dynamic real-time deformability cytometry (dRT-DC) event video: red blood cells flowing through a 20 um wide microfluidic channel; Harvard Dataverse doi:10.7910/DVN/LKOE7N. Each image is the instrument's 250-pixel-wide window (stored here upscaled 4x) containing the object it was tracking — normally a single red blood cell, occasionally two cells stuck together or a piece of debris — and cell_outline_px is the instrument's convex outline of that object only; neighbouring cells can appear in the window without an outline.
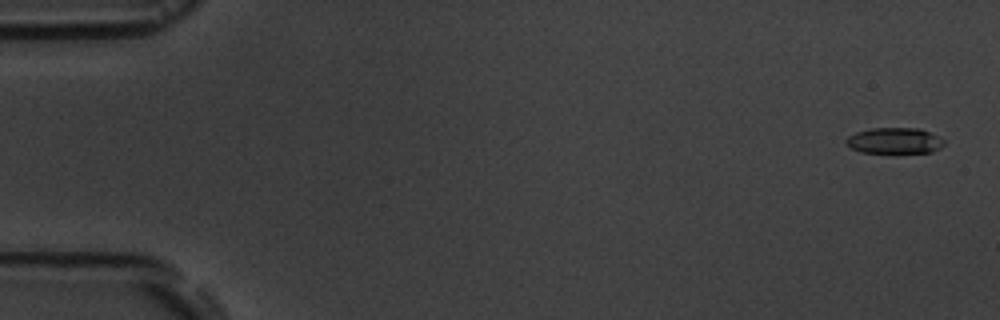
{"species": "common noctule bat (a hibernating species)", "species_latin": "Nyctalus noctula", "temperature_condition": "room temperature", "stored_images_in_passage": 4, "camera_frame_rate_fps": 3000, "um_per_image_px": 0.085, "animal": {"sex": "male", "body_mass_g": 19.5, "forearm_length_mm": 54.6}, "frame": {"image": 1, "passage_image": 1, "time_ms": 0.0, "image_size_px": [1000, 320], "cell_outline_px": [[944, 144], [940, 148], [932, 152], [860, 152], [852, 148], [844, 140], [848, 136], [856, 132], [872, 128], [920, 128], [944, 140]], "centroid_in_image_um": [76.02, 11.95], "position_along_channel_um": 9.0, "area_um2": 14.57}}
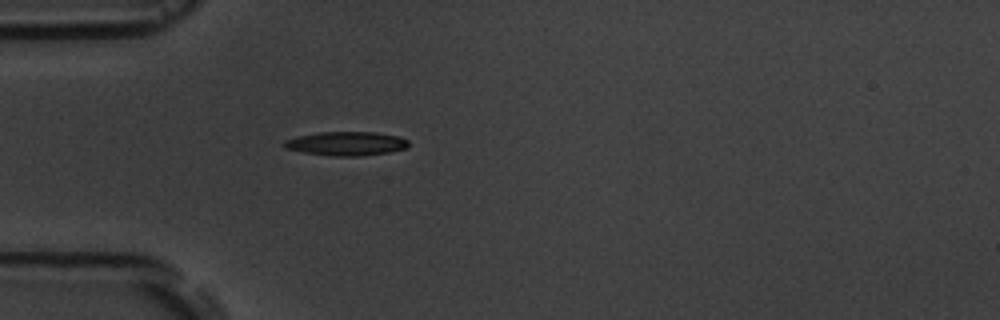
{"frame": {"image": 2, "passage_image": 4, "time_ms": 5.0, "image_size_px": [1000, 320], "cell_outline_px": [[408, 148], [388, 152], [360, 156], [332, 156], [304, 152], [284, 148], [280, 144], [284, 140], [296, 136], [320, 132], [376, 132], [400, 136], [408, 140]], "centroid_in_image_um": [29.41, 12.2], "position_along_channel_um": 55.6, "area_um2": 17.51}}